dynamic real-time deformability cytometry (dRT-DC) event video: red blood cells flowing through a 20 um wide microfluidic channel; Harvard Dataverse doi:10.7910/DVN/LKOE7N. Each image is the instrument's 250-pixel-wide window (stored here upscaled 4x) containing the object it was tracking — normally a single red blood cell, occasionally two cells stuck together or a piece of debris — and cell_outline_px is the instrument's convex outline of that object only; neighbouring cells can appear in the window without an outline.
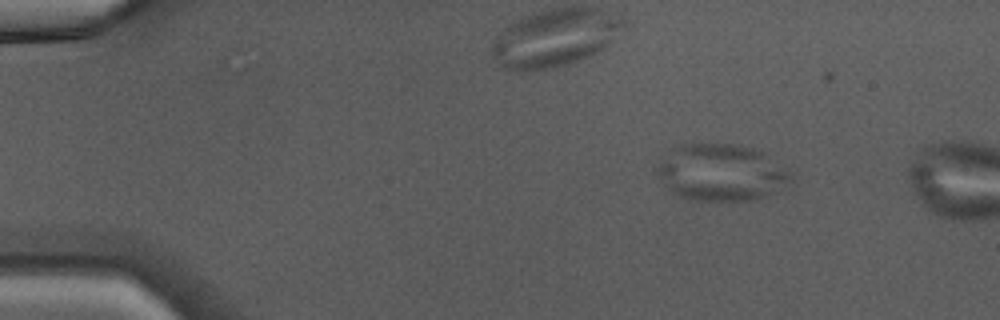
{"species": "Egyptian fruit bat (a non-hibernating species)", "species_latin": "Rousettus aegyptiacus", "temperature_condition": "warm", "stored_images_in_passage": 4, "camera_frame_rate_fps": 3000, "um_per_image_px": 0.085, "animal": {"sex": "male"}, "frame": {"image": 1, "passage_image": 1, "time_ms": 0.0, "image_size_px": [1000, 320], "cell_outline_px": [[792, 180], [764, 196], [756, 200], [692, 200], [680, 196], [672, 192], [656, 176], [656, 168], [676, 148], [684, 144], [736, 144], [752, 148], [764, 152], [788, 172], [792, 176]], "centroid_in_image_um": [61.29, 14.67], "position_along_channel_um": 23.7, "area_um2": 43.23}}